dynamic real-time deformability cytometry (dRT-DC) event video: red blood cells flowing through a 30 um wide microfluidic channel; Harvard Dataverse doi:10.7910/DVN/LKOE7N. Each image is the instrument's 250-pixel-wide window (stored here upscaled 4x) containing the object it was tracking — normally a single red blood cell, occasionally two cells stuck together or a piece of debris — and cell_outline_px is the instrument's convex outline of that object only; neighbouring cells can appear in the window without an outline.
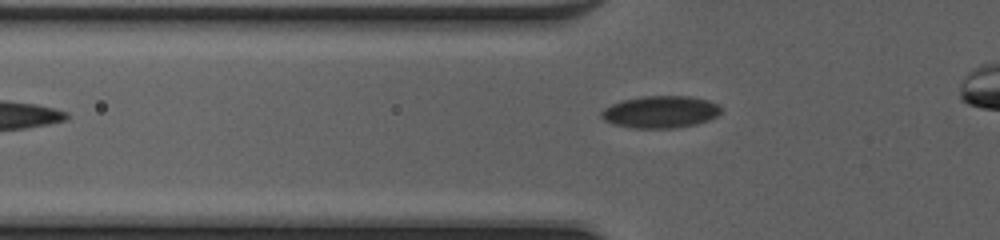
{"species": "common noctule bat (a hibernating species)", "species_latin": "Nyctalus noctula", "temperature_condition": "cold", "stored_images_in_passage": 32, "camera_frame_rate_fps": 3000, "um_per_image_px": 0.085, "animal": {"sex": "female", "body_mass_g": 20.0, "forearm_length_mm": 54.0}, "frame": {"image": 1, "passage_image": 3, "time_ms": 0.667, "image_size_px": [1000, 240], "cell_outline_px": [[720, 112], [716, 116], [708, 120], [696, 124], [672, 128], [632, 128], [612, 124], [604, 120], [600, 116], [600, 112], [604, 108], [612, 104], [624, 100], [640, 96], [692, 96], [708, 100], [716, 104], [720, 108]], "centroid_in_image_um": [56.1, 9.51], "position_along_channel_um": 69.7, "area_um2": 22.37}}
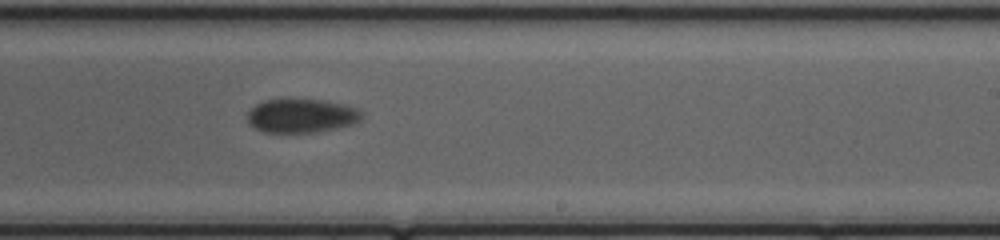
{"frame": {"image": 2, "passage_image": 18, "time_ms": 5.667, "image_size_px": [1000, 240], "cell_outline_px": [[364, 116], [360, 120], [352, 124], [336, 128], [316, 132], [264, 132], [256, 128], [248, 120], [248, 112], [256, 104], [264, 100], [288, 96], [320, 100], [340, 104], [356, 108], [364, 112]], "centroid_in_image_um": [25.62, 9.79], "position_along_channel_um": 263.4, "area_um2": 22.95}}
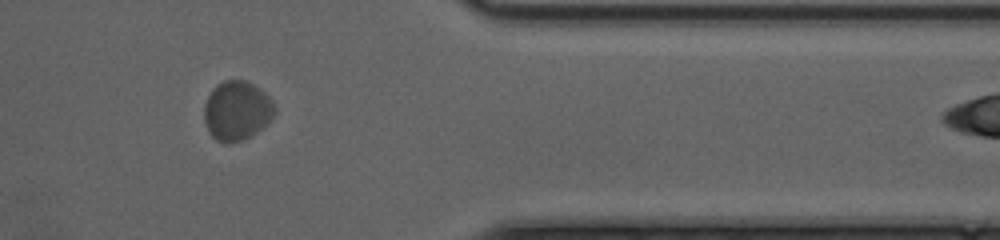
{"frame": {"image": 3, "passage_image": 29, "time_ms": 9.333, "image_size_px": [1000, 240], "cell_outline_px": [[276, 112], [256, 132], [244, 140], [228, 144], [224, 144], [216, 140], [208, 132], [204, 120], [204, 104], [212, 88], [216, 84], [224, 80], [244, 80], [260, 88], [272, 100], [276, 108]], "centroid_in_image_um": [20.1, 9.41], "position_along_channel_um": 391.3, "area_um2": 24.51}}